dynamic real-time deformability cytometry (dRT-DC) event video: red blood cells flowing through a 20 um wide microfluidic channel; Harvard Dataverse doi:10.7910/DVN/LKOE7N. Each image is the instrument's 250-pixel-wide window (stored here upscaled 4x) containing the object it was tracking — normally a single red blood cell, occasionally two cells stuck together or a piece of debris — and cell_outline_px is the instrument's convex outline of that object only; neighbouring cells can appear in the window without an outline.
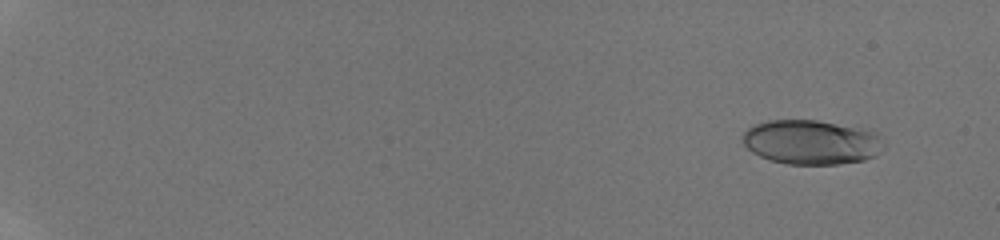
{"species": "human", "species_latin": "Homo sapiens", "temperature_condition": "room temperature", "stored_images_in_passage": 20, "camera_frame_rate_fps": 3000, "um_per_image_px": 0.085, "donor": {"sex": "male"}, "frame": {"image": 1, "passage_image": 4, "time_ms": 1.333, "image_size_px": [1000, 240], "cell_outline_px": [[884, 148], [876, 156], [864, 160], [840, 164], [788, 164], [768, 160], [752, 152], [740, 140], [744, 132], [752, 124], [768, 120], [816, 120], [872, 132], [876, 136]], "centroid_in_image_um": [68.86, 12.1], "position_along_channel_um": 16.1, "area_um2": 36.18}}
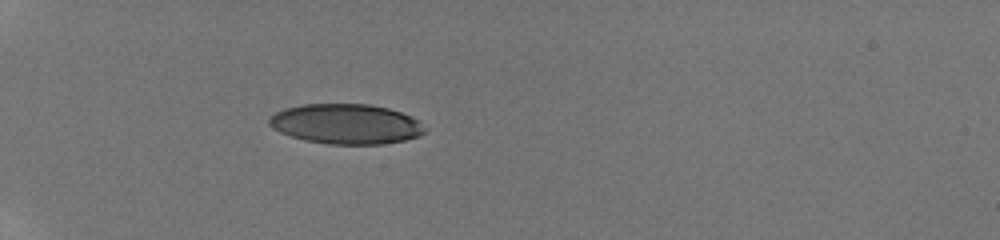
{"frame": {"image": 2, "passage_image": 16, "time_ms": 6.333, "image_size_px": [1000, 240], "cell_outline_px": [[428, 128], [420, 136], [404, 140], [380, 144], [328, 144], [304, 140], [280, 132], [272, 128], [268, 124], [268, 116], [284, 108], [304, 104], [368, 104], [388, 108], [400, 112], [420, 120]], "centroid_in_image_um": [29.42, 10.53], "position_along_channel_um": 55.6, "area_um2": 36.53}}
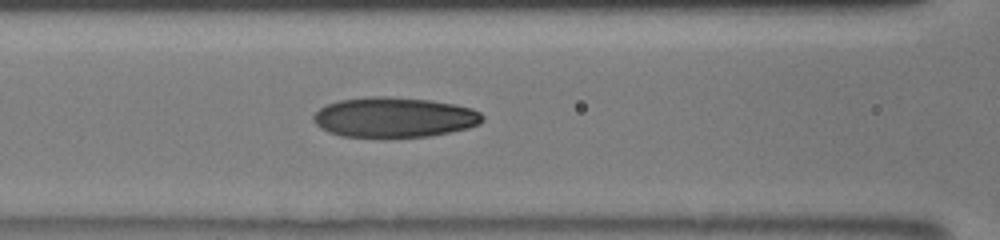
{"frame": {"image": 3, "passage_image": 20, "time_ms": 9.0, "image_size_px": [1000, 240], "cell_outline_px": [[484, 120], [480, 124], [468, 128], [428, 136], [340, 136], [328, 132], [320, 128], [312, 120], [312, 116], [324, 104], [340, 100], [372, 96], [388, 96], [432, 100], [456, 104], [472, 108], [480, 112], [484, 116]], "centroid_in_image_um": [33.51, 9.95], "position_along_channel_um": 133.1, "area_um2": 39.54}}